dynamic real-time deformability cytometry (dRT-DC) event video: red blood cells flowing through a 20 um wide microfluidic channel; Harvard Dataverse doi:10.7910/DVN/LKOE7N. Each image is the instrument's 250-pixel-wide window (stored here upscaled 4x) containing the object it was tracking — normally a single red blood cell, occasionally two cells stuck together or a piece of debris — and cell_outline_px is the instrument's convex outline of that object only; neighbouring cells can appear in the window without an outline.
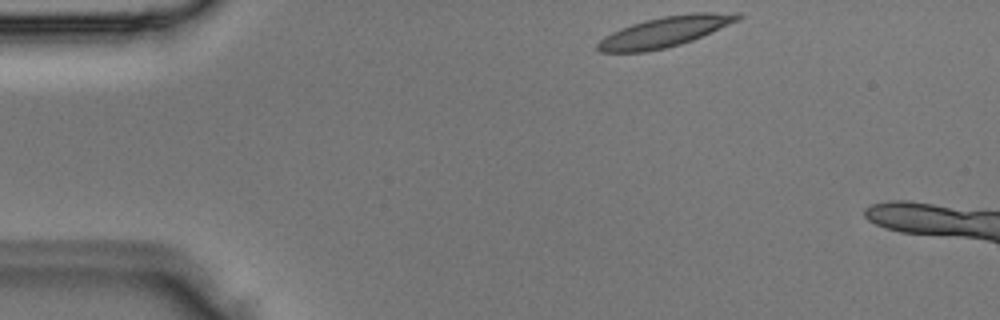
{"species": "Egyptian fruit bat (a non-hibernating species)", "species_latin": "Rousettus aegyptiacus", "temperature_condition": "room temperature", "stored_images_in_passage": 2, "camera_frame_rate_fps": 3000, "um_per_image_px": 0.085, "animal": {"sex": "male"}, "frame": {"image": 1, "passage_image": 1, "time_ms": 0.0, "image_size_px": [1000, 320], "cell_outline_px": [[744, 16], [728, 24], [692, 40], [680, 44], [664, 48], [644, 52], [600, 52], [596, 48], [596, 44], [604, 36], [620, 28], [632, 24], [664, 16], [692, 12], [740, 12]], "centroid_in_image_um": [56.49, 2.69], "position_along_channel_um": 28.5, "area_um2": 24.51}}